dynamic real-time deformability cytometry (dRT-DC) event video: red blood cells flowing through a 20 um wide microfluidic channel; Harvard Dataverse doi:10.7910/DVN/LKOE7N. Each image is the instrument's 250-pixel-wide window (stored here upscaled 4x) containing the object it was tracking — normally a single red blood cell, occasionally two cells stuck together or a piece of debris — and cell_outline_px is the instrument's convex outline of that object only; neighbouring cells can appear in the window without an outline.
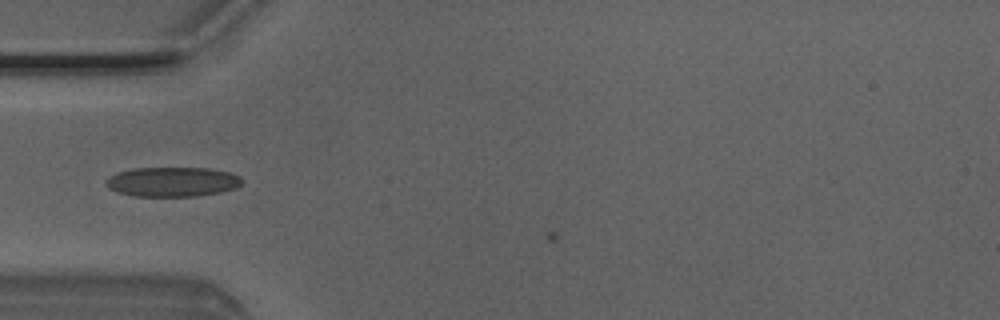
{"species": "Egyptian fruit bat (a non-hibernating species)", "species_latin": "Rousettus aegyptiacus", "temperature_condition": "room temperature", "stored_images_in_passage": 3, "camera_frame_rate_fps": 3000, "um_per_image_px": 0.085, "animal": {"sex": "male"}, "frame": {"image": 1, "passage_image": 2, "time_ms": 0.333, "image_size_px": [1000, 320], "cell_outline_px": [[244, 180], [236, 188], [220, 192], [196, 196], [132, 196], [116, 192], [108, 188], [104, 184], [116, 172], [132, 168], [208, 168], [228, 172], [240, 176]], "centroid_in_image_um": [14.65, 15.45], "position_along_channel_um": 70.4, "area_um2": 23.52}}